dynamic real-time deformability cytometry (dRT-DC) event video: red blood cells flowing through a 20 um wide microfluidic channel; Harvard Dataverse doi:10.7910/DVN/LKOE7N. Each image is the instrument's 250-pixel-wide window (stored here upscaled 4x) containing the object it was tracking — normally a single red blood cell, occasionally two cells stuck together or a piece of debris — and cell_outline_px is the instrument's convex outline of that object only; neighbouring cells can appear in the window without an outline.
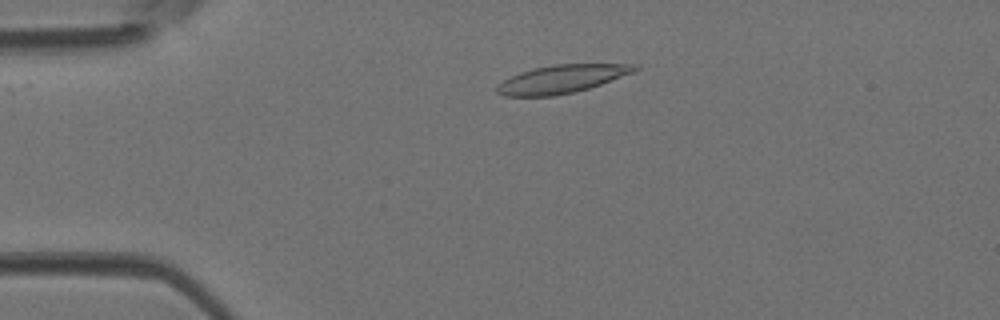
{"species": "Egyptian fruit bat (a non-hibernating species)", "species_latin": "Rousettus aegyptiacus", "temperature_condition": "room temperature", "stored_images_in_passage": 43, "camera_frame_rate_fps": 3000, "um_per_image_px": 0.085, "animal": {"sex": "female"}, "frame": {"image": 1, "passage_image": 8, "time_ms": 2.333, "image_size_px": [1000, 320], "cell_outline_px": [[640, 68], [636, 72], [576, 92], [556, 96], [504, 96], [496, 92], [496, 84], [520, 72], [536, 68], [556, 64], [640, 64]], "centroid_in_image_um": [47.78, 6.72], "position_along_channel_um": 37.2, "area_um2": 22.66}}
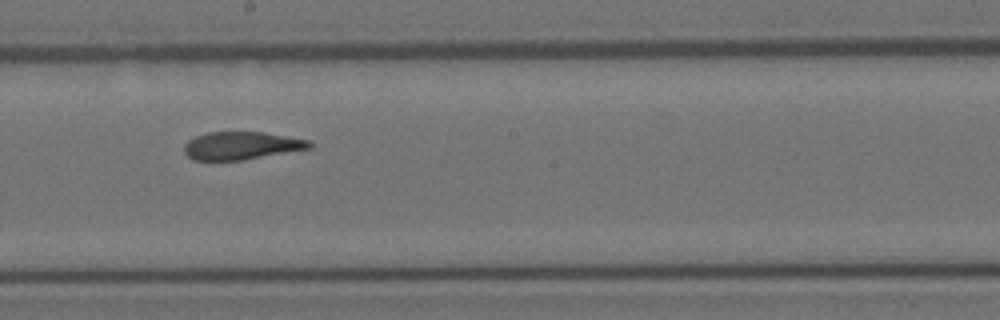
{"frame": {"image": 2, "passage_image": 23, "time_ms": 7.333, "image_size_px": [1000, 320], "cell_outline_px": [[312, 148], [244, 160], [192, 160], [184, 152], [184, 144], [188, 140], [196, 136], [208, 132], [264, 132], [312, 140]], "centroid_in_image_um": [20.55, 12.38], "position_along_channel_um": 227.7, "area_um2": 20.52}}
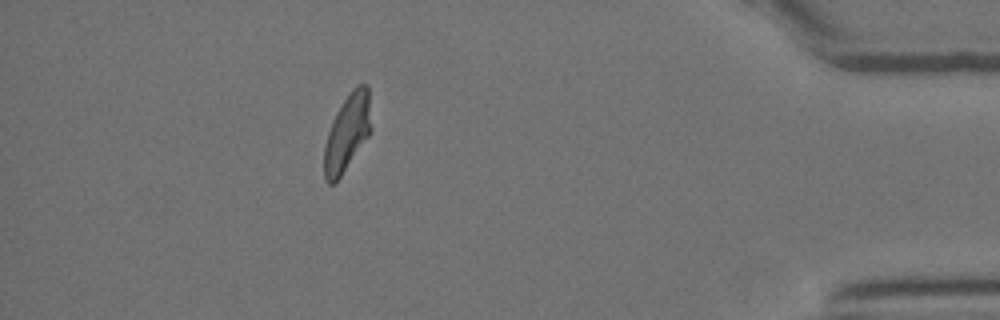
{"frame": {"image": 3, "passage_image": 38, "time_ms": 12.333, "image_size_px": [1000, 320], "cell_outline_px": [[372, 128], [368, 136], [340, 176], [332, 184], [328, 184], [324, 180], [324, 144], [328, 132], [344, 100], [352, 88], [356, 84], [368, 84]], "centroid_in_image_um": [29.53, 11.26], "position_along_channel_um": 405.7, "area_um2": 20.69}}